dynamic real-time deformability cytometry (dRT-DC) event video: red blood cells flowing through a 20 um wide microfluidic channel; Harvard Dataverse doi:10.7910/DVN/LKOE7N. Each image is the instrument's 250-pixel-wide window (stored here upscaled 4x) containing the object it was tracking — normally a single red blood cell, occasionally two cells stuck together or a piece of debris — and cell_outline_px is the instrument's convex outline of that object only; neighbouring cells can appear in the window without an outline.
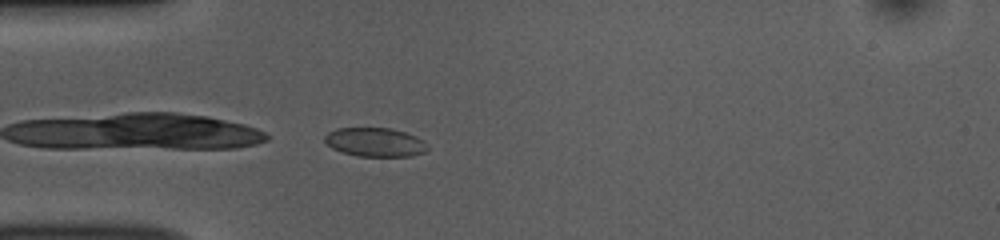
{"species": "common noctule bat (a hibernating species)", "species_latin": "Nyctalus noctula", "temperature_condition": "room temperature", "stored_images_in_passage": 2, "camera_frame_rate_fps": 3000, "um_per_image_px": 0.085, "animal": {"sex": "female", "body_mass_g": 10.0, "forearm_length_mm": 53.1}, "frame": {"image": 1, "passage_image": 2, "time_ms": 0.333, "image_size_px": [1000, 240], "cell_outline_px": [[428, 148], [424, 152], [412, 156], [356, 156], [332, 148], [324, 140], [324, 136], [328, 132], [336, 128], [392, 128], [416, 136], [424, 140], [428, 144]], "centroid_in_image_um": [31.9, 12.08], "position_along_channel_um": 53.1, "area_um2": 17.34}}